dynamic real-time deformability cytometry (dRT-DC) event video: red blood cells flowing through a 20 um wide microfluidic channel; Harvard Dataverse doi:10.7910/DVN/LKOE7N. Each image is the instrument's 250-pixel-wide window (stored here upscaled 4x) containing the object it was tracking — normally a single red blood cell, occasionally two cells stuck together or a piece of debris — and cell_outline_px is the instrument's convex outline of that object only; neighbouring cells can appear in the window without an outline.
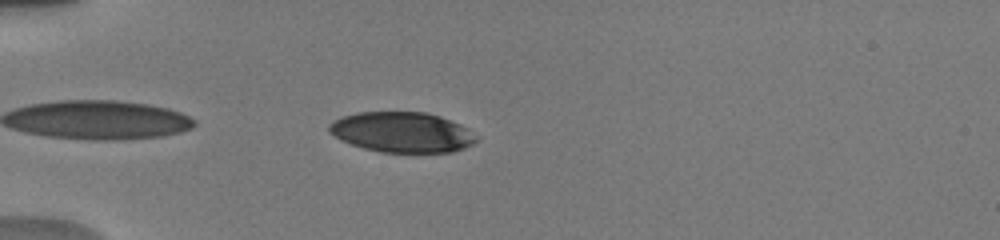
{"species": "human", "species_latin": "Homo sapiens", "temperature_condition": "warm", "stored_images_in_passage": 36, "camera_frame_rate_fps": 3000, "um_per_image_px": 0.085, "donor": {"sex": "male"}, "frame": {"image": 1, "passage_image": 3, "time_ms": 0.667, "image_size_px": [1000, 240], "cell_outline_px": [[480, 136], [472, 144], [464, 148], [452, 152], [380, 152], [364, 148], [352, 144], [328, 132], [328, 124], [344, 116], [356, 112], [428, 112], [440, 116], [460, 124], [468, 128]], "centroid_in_image_um": [34.22, 11.23], "position_along_channel_um": 50.8, "area_um2": 34.56}}
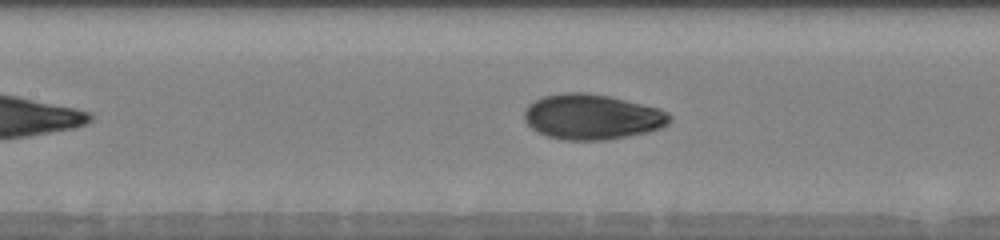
{"frame": {"image": 2, "passage_image": 12, "time_ms": 4.0, "image_size_px": [1000, 240], "cell_outline_px": [[672, 120], [668, 124], [660, 128], [648, 132], [604, 140], [564, 140], [548, 136], [532, 128], [524, 120], [524, 108], [528, 104], [544, 96], [560, 92], [588, 92], [612, 96], [660, 108], [668, 112], [672, 116]], "centroid_in_image_um": [50.35, 9.91], "position_along_channel_um": 157.1, "area_um2": 38.73}}
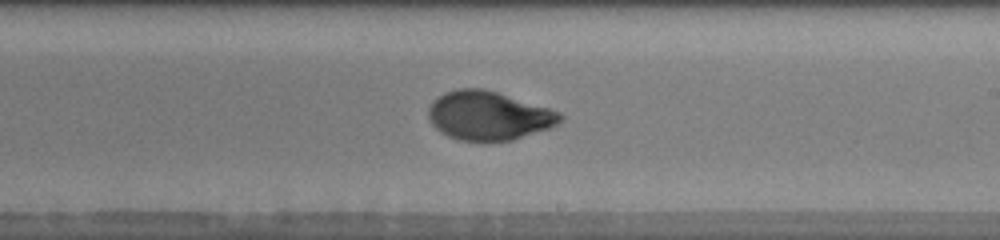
{"frame": {"image": 3, "passage_image": 20, "time_ms": 6.333, "image_size_px": [1000, 240], "cell_outline_px": [[564, 116], [556, 124], [548, 128], [512, 140], [460, 140], [448, 136], [440, 132], [432, 124], [428, 116], [428, 108], [432, 100], [444, 92], [456, 88], [484, 88], [548, 108], [560, 112]], "centroid_in_image_um": [41.48, 9.81], "position_along_channel_um": 247.5, "area_um2": 37.17}, "authors_computed_cell_mechanics": {"area_um2": 37.1654, "velocity_mm_per_s": 3.876, "shape_relaxation_time_tau1_ms": 4.2222, "shape_relaxation_time_tau2_ms": 0.9519, "deformation_change_tau1": 0.1884, "deformation_change_tau2": 0.045}}